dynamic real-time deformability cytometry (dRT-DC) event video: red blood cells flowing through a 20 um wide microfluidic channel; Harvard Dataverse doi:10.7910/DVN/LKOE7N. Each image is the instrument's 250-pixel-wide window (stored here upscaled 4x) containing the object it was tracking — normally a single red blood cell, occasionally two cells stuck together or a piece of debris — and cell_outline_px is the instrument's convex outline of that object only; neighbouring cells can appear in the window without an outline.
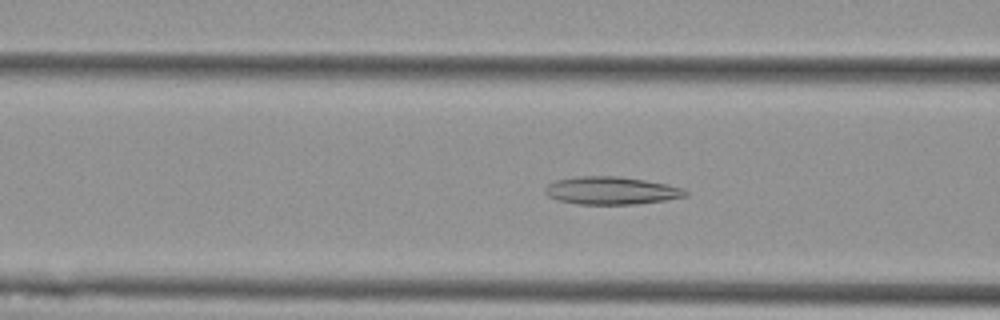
{"species": "Egyptian fruit bat (a non-hibernating species)", "species_latin": "Rousettus aegyptiacus", "temperature_condition": "cold", "stored_images_in_passage": 48, "camera_frame_rate_fps": 3000, "um_per_image_px": 0.085, "animal": {"sex": "female"}, "frame": {"image": 1, "passage_image": 14, "time_ms": 4.333, "image_size_px": [1000, 320], "cell_outline_px": [[688, 196], [664, 200], [636, 204], [576, 204], [560, 200], [548, 196], [544, 192], [544, 188], [548, 184], [556, 180], [576, 176], [616, 176], [644, 180], [668, 184], [684, 188], [688, 192]], "centroid_in_image_um": [51.96, 16.19], "position_along_channel_um": 114.6, "area_um2": 22.72}}
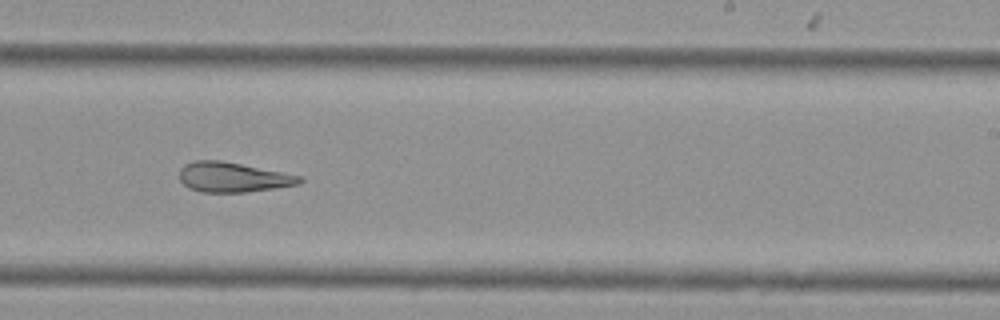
{"frame": {"image": 2, "passage_image": 27, "time_ms": 8.667, "image_size_px": [1000, 320], "cell_outline_px": [[304, 180], [300, 184], [244, 192], [200, 192], [188, 188], [180, 180], [180, 168], [184, 164], [192, 160], [220, 160], [304, 176]], "centroid_in_image_um": [19.79, 15.05], "position_along_channel_um": 269.2, "area_um2": 20.98}}
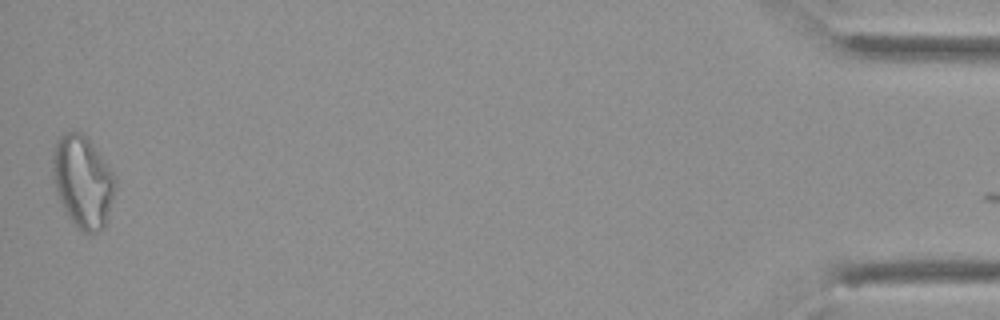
{"frame": {"image": 3, "passage_image": 48, "time_ms": 15.667, "image_size_px": [1000, 320], "cell_outline_px": [[116, 184], [112, 200], [104, 228], [96, 232], [84, 232], [68, 216], [60, 200], [52, 176], [52, 152], [56, 140], [64, 132], [80, 132], [88, 136], [116, 176]], "centroid_in_image_um": [7.04, 15.37], "position_along_channel_um": 428.2, "area_um2": 33.47}, "authors_computed_cell_mechanics": {"area_um2": 24.3049, "velocity_mm_per_s": 3.5765, "shape_relaxation_time_tau1_ms": null, "shape_relaxation_time_tau2_ms": 3.3147, "deformation_change_tau1": null, "deformation_change_tau2": 0.134}}